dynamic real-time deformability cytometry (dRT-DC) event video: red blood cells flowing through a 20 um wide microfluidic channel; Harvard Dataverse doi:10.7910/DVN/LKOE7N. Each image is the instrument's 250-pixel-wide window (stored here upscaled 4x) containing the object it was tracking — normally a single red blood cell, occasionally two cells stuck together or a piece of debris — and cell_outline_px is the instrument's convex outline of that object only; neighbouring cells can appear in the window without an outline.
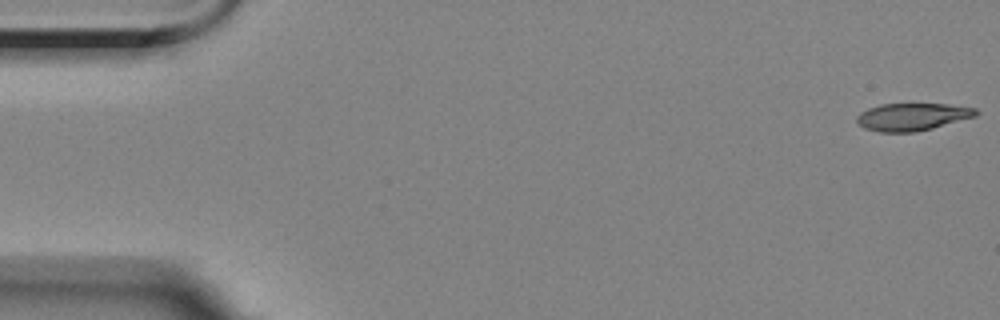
{"species": "Egyptian fruit bat (a non-hibernating species)", "species_latin": "Rousettus aegyptiacus", "temperature_condition": "room temperature", "stored_images_in_passage": 53, "camera_frame_rate_fps": 3000, "um_per_image_px": 0.085, "animal": {"sex": "female"}, "frame": {"image": 1, "passage_image": 1, "time_ms": 0.0, "image_size_px": [1000, 320], "cell_outline_px": [[980, 112], [976, 116], [932, 128], [916, 132], [880, 132], [864, 128], [856, 124], [856, 116], [860, 112], [868, 108], [880, 104], [948, 104], [976, 108]], "centroid_in_image_um": [77.52, 9.93], "position_along_channel_um": 7.5, "area_um2": 19.19}}
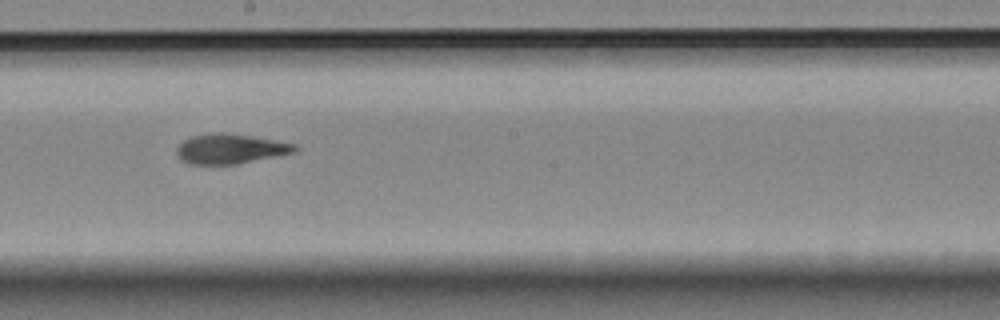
{"frame": {"image": 2, "passage_image": 31, "time_ms": 10.0, "image_size_px": [1000, 320], "cell_outline_px": [[300, 148], [296, 152], [236, 164], [188, 164], [180, 160], [176, 152], [176, 148], [184, 140], [192, 136], [212, 132], [224, 132], [252, 136], [276, 140], [296, 144]], "centroid_in_image_um": [19.58, 12.64], "position_along_channel_um": 228.6, "area_um2": 20.69}}
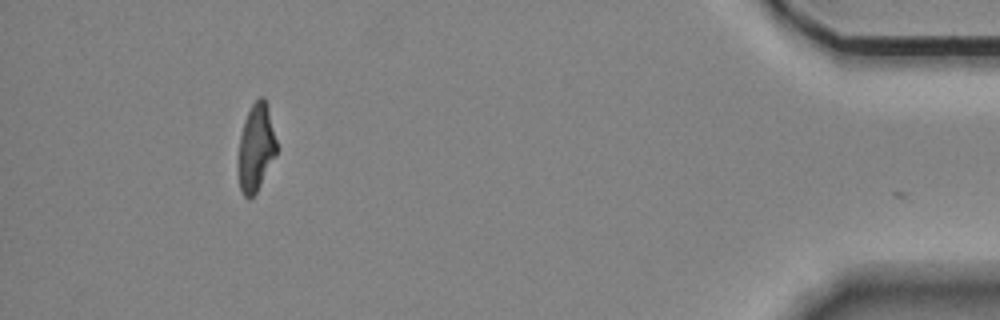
{"frame": {"image": 3, "passage_image": 52, "time_ms": 17.0, "image_size_px": [1000, 320], "cell_outline_px": [[280, 148], [276, 156], [256, 192], [248, 200], [244, 196], [240, 188], [240, 136], [244, 120], [252, 104], [260, 96], [264, 96], [268, 104]], "centroid_in_image_um": [21.84, 12.48], "position_along_channel_um": 413.4, "area_um2": 19.59}, "authors_computed_cell_mechanics": {"area_um2": 20.519, "velocity_mm_per_s": 3.5366, "shape_relaxation_time_tau1_ms": 4.9478, "shape_relaxation_time_tau2_ms": 2.4944, "deformation_change_tau1": 0.189, "deformation_change_tau2": 0.1088}}